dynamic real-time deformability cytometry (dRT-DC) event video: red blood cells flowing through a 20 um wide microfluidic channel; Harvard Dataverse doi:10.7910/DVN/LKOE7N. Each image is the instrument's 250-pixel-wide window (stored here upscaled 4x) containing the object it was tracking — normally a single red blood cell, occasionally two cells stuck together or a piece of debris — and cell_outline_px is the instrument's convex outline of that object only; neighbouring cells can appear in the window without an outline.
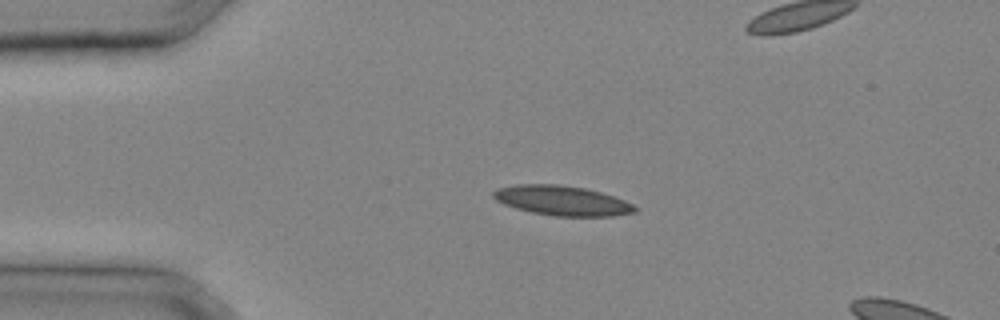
{"species": "common noctule bat (a hibernating species)", "species_latin": "Nyctalus noctula", "temperature_condition": "cold", "stored_images_in_passage": 23, "camera_frame_rate_fps": 3000, "um_per_image_px": 0.085, "animal": {"sex": "male", "body_mass_g": 20.4}, "frame": {"image": 1, "passage_image": 1, "time_ms": 0.0, "image_size_px": [1000, 320], "cell_outline_px": [[640, 208], [636, 212], [616, 216], [552, 216], [532, 212], [516, 208], [504, 204], [496, 200], [492, 196], [492, 192], [500, 188], [516, 184], [560, 184], [584, 188], [600, 192], [624, 200]], "centroid_in_image_um": [47.8, 17.05], "position_along_channel_um": 37.2, "area_um2": 24.57}}
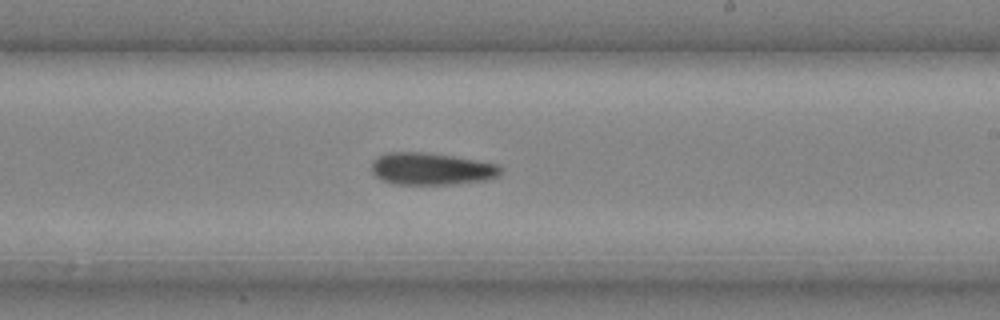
{"frame": {"image": 2, "passage_image": 13, "time_ms": 4.0, "image_size_px": [1000, 320], "cell_outline_px": [[504, 168], [500, 176], [484, 180], [448, 184], [392, 184], [376, 176], [372, 172], [372, 160], [388, 152], [424, 152], [452, 156], [500, 164]], "centroid_in_image_um": [36.7, 14.35], "position_along_channel_um": 252.3, "area_um2": 24.16}}
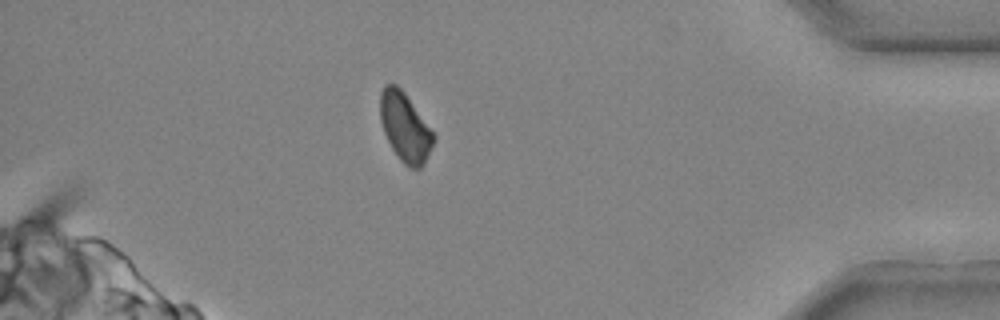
{"frame": {"image": 3, "passage_image": 22, "time_ms": 7.0, "image_size_px": [1000, 320], "cell_outline_px": [[436, 136], [424, 164], [420, 168], [408, 168], [400, 160], [392, 148], [384, 132], [380, 120], [380, 92], [384, 84], [396, 84], [404, 92]], "centroid_in_image_um": [34.41, 10.81], "position_along_channel_um": 400.8, "area_um2": 21.21}}